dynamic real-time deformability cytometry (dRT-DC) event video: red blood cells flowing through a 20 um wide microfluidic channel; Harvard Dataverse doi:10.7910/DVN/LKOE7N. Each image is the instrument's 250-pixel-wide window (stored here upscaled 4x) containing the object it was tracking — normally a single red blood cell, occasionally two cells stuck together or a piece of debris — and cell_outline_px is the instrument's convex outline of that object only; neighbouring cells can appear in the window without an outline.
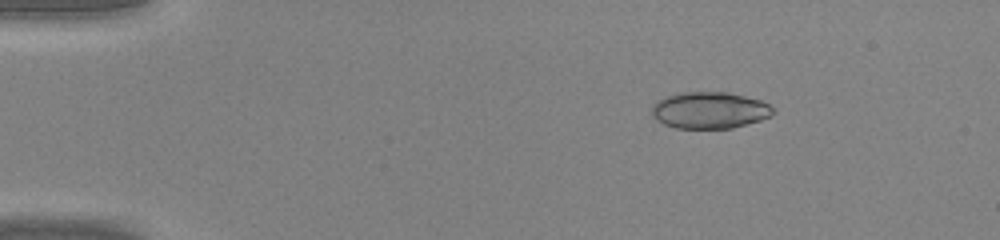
{"species": "common noctule bat (a hibernating species)", "species_latin": "Nyctalus noctula", "temperature_condition": "warm", "stored_images_in_passage": 43, "camera_frame_rate_fps": 3000, "um_per_image_px": 0.085, "animal": {"sex": "male", "body_mass_g": 20.0, "forearm_length_mm": 53.3}, "frame": {"image": 1, "passage_image": 5, "time_ms": 1.333, "image_size_px": [1000, 240], "cell_outline_px": [[776, 112], [760, 120], [732, 128], [676, 128], [664, 124], [656, 120], [652, 116], [652, 104], [656, 100], [664, 96], [680, 92], [728, 92], [760, 100], [768, 104]], "centroid_in_image_um": [60.26, 9.36], "position_along_channel_um": 24.7, "area_um2": 25.95}}
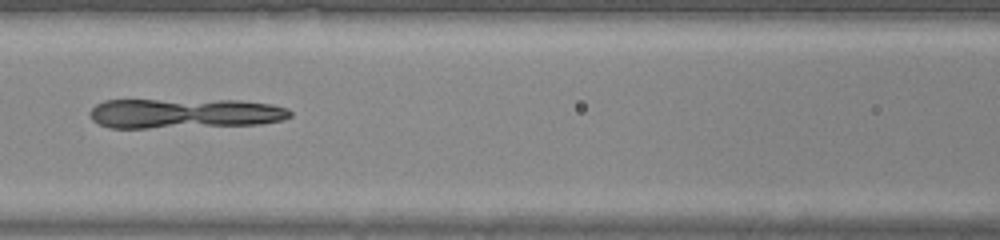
{"frame": {"image": 2, "passage_image": 19, "time_ms": 6.0, "image_size_px": [1000, 240], "cell_outline_px": [[292, 116], [284, 120], [260, 124], [148, 128], [112, 128], [100, 124], [92, 120], [88, 112], [96, 104], [104, 100], [240, 100], [272, 104], [288, 108], [292, 112]], "centroid_in_image_um": [15.71, 9.63], "position_along_channel_um": 150.9, "area_um2": 35.14}}
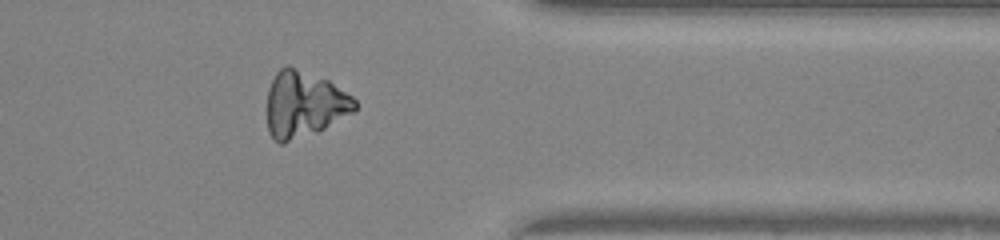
{"frame": {"image": 3, "passage_image": 35, "time_ms": 11.333, "image_size_px": [1000, 240], "cell_outline_px": [[356, 108], [352, 112], [324, 128], [316, 132], [284, 144], [280, 144], [268, 132], [268, 88], [276, 72], [280, 68], [288, 64], [328, 80], [352, 96], [356, 100]], "centroid_in_image_um": [25.83, 8.85], "position_along_channel_um": 385.6, "area_um2": 33.64}}